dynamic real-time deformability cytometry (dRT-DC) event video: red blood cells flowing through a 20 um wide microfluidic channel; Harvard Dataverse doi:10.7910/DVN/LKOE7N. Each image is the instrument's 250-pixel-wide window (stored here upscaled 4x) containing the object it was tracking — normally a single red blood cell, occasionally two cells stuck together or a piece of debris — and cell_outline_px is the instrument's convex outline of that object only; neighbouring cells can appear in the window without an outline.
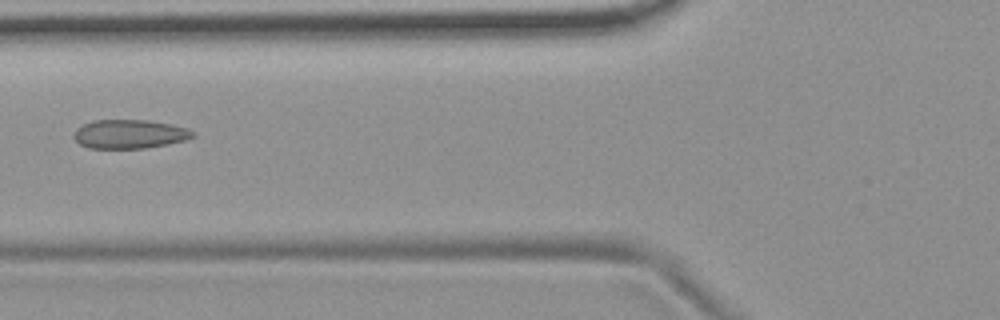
{"species": "common noctule bat (a hibernating species)", "species_latin": "Nyctalus noctula", "temperature_condition": "room temperature", "stored_images_in_passage": 6, "camera_frame_rate_fps": 3000, "um_per_image_px": 0.085, "animal": {"sex": "female", "body_mass_g": 19.9}, "frame": {"image": 1, "passage_image": 6, "time_ms": 5.667, "image_size_px": [1000, 320], "cell_outline_px": [[196, 136], [184, 140], [168, 144], [144, 148], [88, 148], [80, 144], [72, 136], [76, 128], [92, 120], [148, 120], [172, 124], [188, 128], [196, 132]], "centroid_in_image_um": [11.03, 11.39], "position_along_channel_um": 114.8, "area_um2": 20.17}}